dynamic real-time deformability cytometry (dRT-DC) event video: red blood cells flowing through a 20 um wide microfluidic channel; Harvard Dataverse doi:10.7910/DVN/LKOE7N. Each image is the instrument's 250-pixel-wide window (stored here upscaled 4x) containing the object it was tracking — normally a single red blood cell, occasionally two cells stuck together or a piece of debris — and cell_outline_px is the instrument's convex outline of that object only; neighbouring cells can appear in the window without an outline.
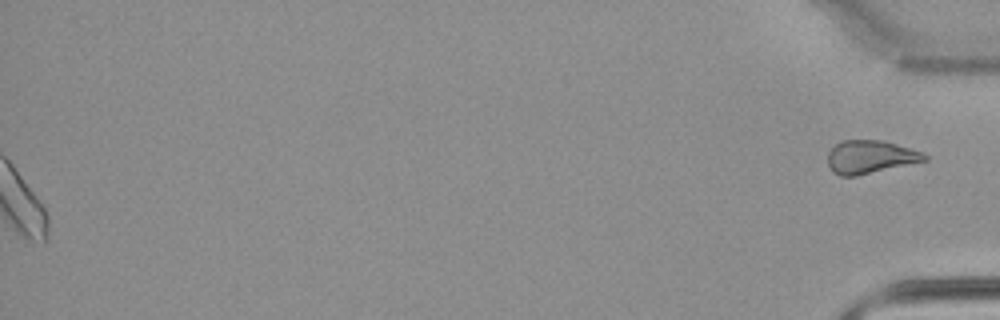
{"species": "common noctule bat (a hibernating species)", "species_latin": "Nyctalus noctula", "temperature_condition": "warm", "stored_images_in_passage": 34, "segment_of_instrument_passage": [2, 2], "camera_frame_rate_fps": 3000, "um_per_image_px": 0.085, "animal": {"sex": "male", "body_mass_g": 21.5, "forearm_length_mm": 52.0}, "frame": {"image": 1, "passage_image": 34, "time_ms": 11.0, "image_size_px": [1000, 320], "cell_outline_px": [[928, 160], [856, 176], [840, 176], [832, 172], [828, 164], [828, 152], [840, 140], [884, 140], [920, 152], [928, 156]], "centroid_in_image_um": [73.93, 13.34], "position_along_channel_um": 361.3, "area_um2": 18.61}}